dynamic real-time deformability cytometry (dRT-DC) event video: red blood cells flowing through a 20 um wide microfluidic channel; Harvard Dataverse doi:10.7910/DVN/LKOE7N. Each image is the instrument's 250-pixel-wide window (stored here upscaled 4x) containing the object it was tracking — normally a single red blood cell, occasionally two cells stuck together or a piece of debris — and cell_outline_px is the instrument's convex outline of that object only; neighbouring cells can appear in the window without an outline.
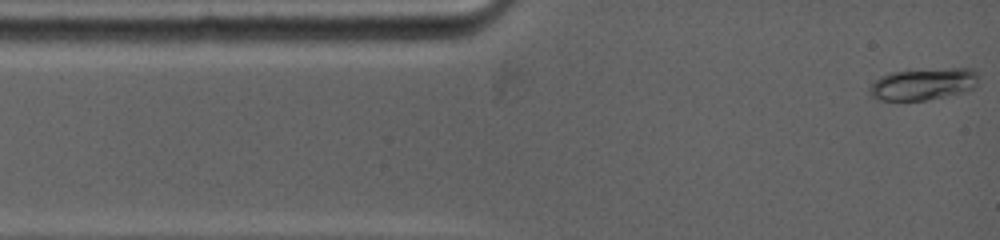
{"species": "common noctule bat (a hibernating species)", "species_latin": "Nyctalus noctula", "temperature_condition": "warm", "stored_images_in_passage": 44, "camera_frame_rate_fps": 5000, "um_per_image_px": 0.085, "animal": {"sex": "female", "body_mass_g": 19.0, "forearm_length_mm": 53.3}, "frame": {"image": 1, "passage_image": 1, "time_ms": 0.0, "image_size_px": [1000, 240], "cell_outline_px": [[976, 84], [972, 88], [960, 92], [944, 96], [924, 100], [876, 100], [868, 92], [868, 88], [872, 80], [880, 76], [892, 72], [952, 68], [972, 68], [976, 72]], "centroid_in_image_um": [78.38, 7.14], "position_along_channel_um": 6.6, "area_um2": 20.0}}
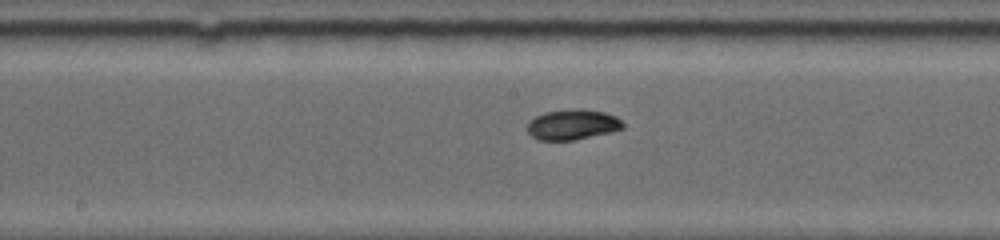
{"frame": {"image": 2, "passage_image": 14, "time_ms": 6.2, "image_size_px": [1000, 240], "cell_outline_px": [[624, 128], [612, 132], [576, 140], [536, 140], [528, 132], [528, 124], [536, 116], [544, 112], [568, 108], [580, 108], [604, 112], [616, 116], [624, 124]], "centroid_in_image_um": [48.69, 10.58], "position_along_channel_um": 199.5, "area_um2": 17.11}}
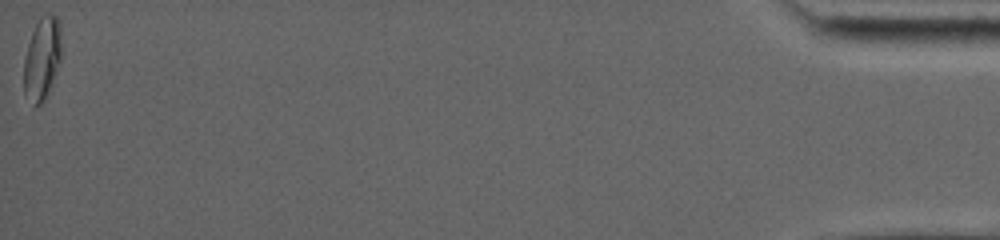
{"frame": {"image": 3, "passage_image": 44, "time_ms": 16.4, "image_size_px": [1000, 240], "cell_outline_px": [[60, 60], [52, 84], [44, 100], [40, 104], [36, 104], [24, 96], [24, 60], [28, 44], [32, 32], [40, 16], [44, 12], [52, 12], [60, 20]], "centroid_in_image_um": [3.58, 4.91], "position_along_channel_um": 431.6, "area_um2": 18.09}, "authors_computed_cell_mechanics": {"area_um2": 16.8198, "velocity_mm_per_s": 3.8952, "shape_relaxation_time_tau1_ms": 6.209, "shape_relaxation_time_tau2_ms": null, "deformation_change_tau1": 0.1754, "deformation_change_tau2": null}}